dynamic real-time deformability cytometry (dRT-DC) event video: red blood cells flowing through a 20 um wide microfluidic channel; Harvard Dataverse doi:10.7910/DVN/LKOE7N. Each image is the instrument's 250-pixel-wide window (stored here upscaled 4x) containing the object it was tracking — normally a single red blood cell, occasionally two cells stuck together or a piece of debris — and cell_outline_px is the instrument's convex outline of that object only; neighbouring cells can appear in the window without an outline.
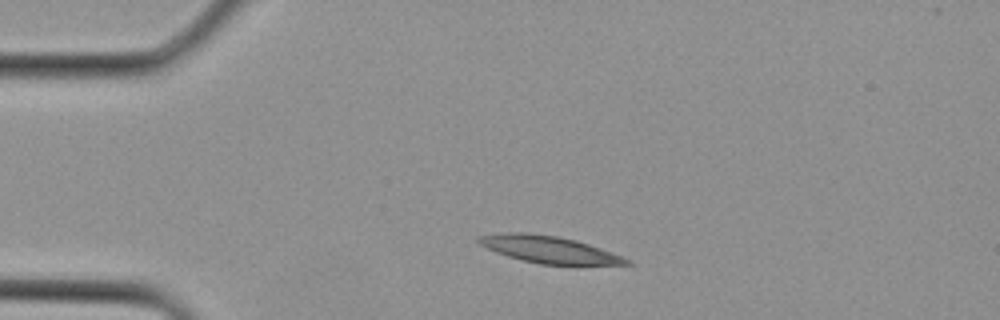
{"species": "Egyptian fruit bat (a non-hibernating species)", "species_latin": "Rousettus aegyptiacus", "temperature_condition": "cold", "stored_images_in_passage": 1, "camera_frame_rate_fps": 3000, "um_per_image_px": 0.085, "animal": {"sex": "female"}, "frame": {"image": 1, "passage_image": 1, "time_ms": 0.0, "image_size_px": [1000, 320], "cell_outline_px": [[632, 264], [540, 264], [508, 256], [496, 252], [480, 244], [476, 240], [480, 236], [504, 232], [528, 232], [556, 236], [576, 240], [600, 248], [632, 260]], "centroid_in_image_um": [46.65, 21.19], "position_along_channel_um": 38.4, "area_um2": 22.83}}